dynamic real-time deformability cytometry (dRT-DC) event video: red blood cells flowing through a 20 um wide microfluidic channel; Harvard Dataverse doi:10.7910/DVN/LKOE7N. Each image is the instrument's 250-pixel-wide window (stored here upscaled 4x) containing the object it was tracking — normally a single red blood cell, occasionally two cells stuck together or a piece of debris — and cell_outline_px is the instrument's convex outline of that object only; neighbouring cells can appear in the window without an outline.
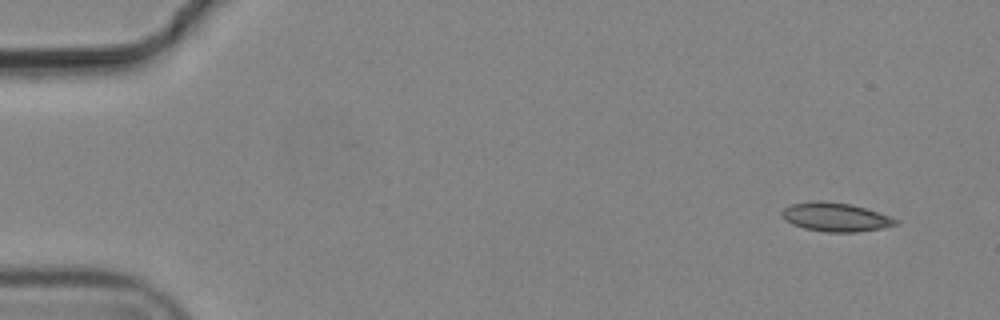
{"species": "common noctule bat (a hibernating species)", "species_latin": "Nyctalus noctula", "temperature_condition": "cold", "stored_images_in_passage": 5, "camera_frame_rate_fps": 3000, "um_per_image_px": 0.085, "animal": {"sex": "male", "body_mass_g": 19.2, "forearm_length_mm": 51.8}, "frame": {"image": 1, "passage_image": 1, "time_ms": 0.0, "image_size_px": [1000, 320], "cell_outline_px": [[900, 224], [880, 228], [856, 232], [828, 232], [804, 228], [792, 224], [784, 220], [780, 216], [780, 212], [784, 208], [792, 204], [816, 200], [820, 200], [848, 204], [864, 208], [900, 220]], "centroid_in_image_um": [70.98, 18.45], "position_along_channel_um": 14.0, "area_um2": 18.96}}